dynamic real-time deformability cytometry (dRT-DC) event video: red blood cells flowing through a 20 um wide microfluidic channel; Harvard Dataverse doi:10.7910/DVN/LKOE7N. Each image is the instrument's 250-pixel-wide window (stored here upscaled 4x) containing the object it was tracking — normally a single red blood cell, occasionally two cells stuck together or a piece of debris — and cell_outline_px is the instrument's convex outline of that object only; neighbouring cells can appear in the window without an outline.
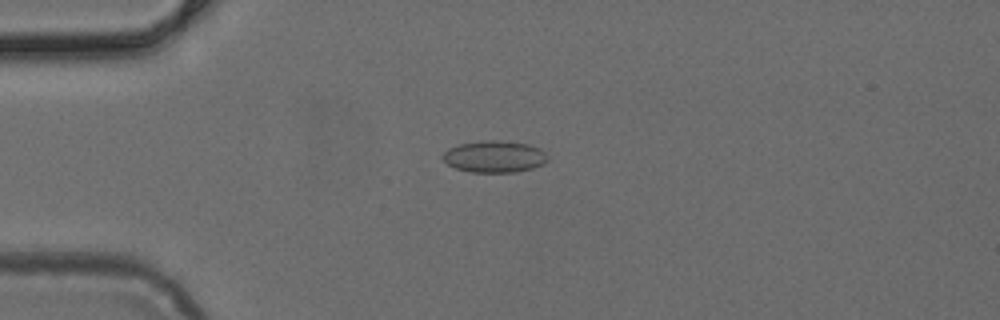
{"species": "common noctule bat (a hibernating species)", "species_latin": "Nyctalus noctula", "temperature_condition": "cold", "stored_images_in_passage": 5, "camera_frame_rate_fps": 3000, "um_per_image_px": 0.085, "animal": {"sex": "female", "body_mass_g": 24.6, "forearm_length_mm": 56.2}, "frame": {"image": 1, "passage_image": 4, "time_ms": 1.0, "image_size_px": [1000, 320], "cell_outline_px": [[548, 160], [544, 164], [532, 168], [516, 172], [472, 172], [456, 168], [448, 164], [440, 156], [448, 148], [460, 144], [484, 140], [496, 140], [528, 144], [540, 148], [548, 156]], "centroid_in_image_um": [42.03, 13.31], "position_along_channel_um": 43.0, "area_um2": 19.42}}
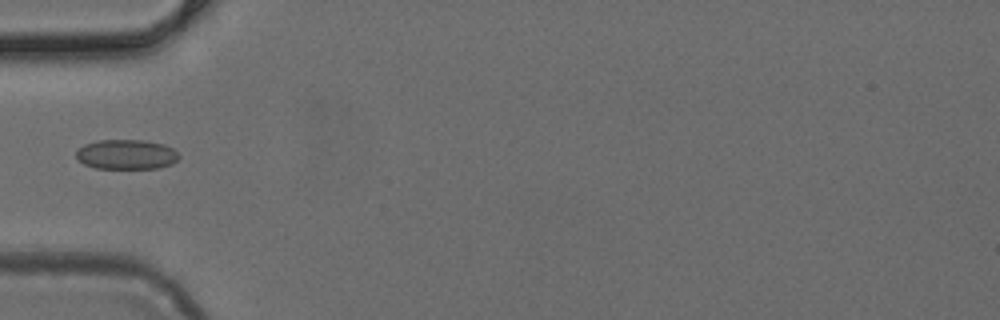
{"frame": {"image": 2, "passage_image": 5, "time_ms": 1.333, "image_size_px": [1000, 320], "cell_outline_px": [[180, 156], [172, 164], [156, 168], [96, 168], [84, 164], [76, 160], [76, 152], [84, 144], [96, 140], [144, 140], [164, 144], [172, 148]], "centroid_in_image_um": [10.72, 13.12], "position_along_channel_um": 74.3, "area_um2": 17.86}}